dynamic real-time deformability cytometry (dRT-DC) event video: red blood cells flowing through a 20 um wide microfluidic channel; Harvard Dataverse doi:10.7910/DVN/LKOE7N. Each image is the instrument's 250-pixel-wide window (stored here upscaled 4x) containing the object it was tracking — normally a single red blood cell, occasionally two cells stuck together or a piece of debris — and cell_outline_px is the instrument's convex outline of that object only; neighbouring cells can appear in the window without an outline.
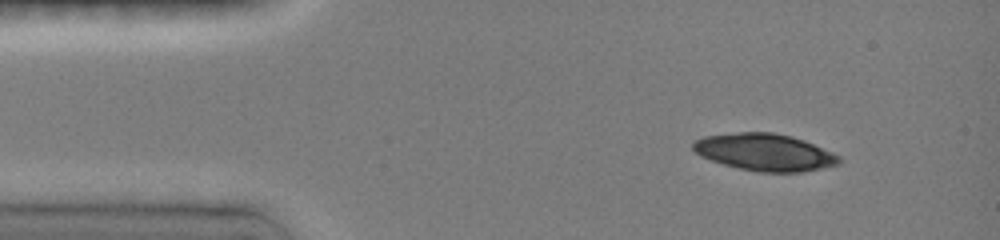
{"species": "common noctule bat (a hibernating species)", "species_latin": "Nyctalus noctula", "temperature_condition": "room temperature", "stored_images_in_passage": 3, "camera_frame_rate_fps": 3000, "um_per_image_px": 0.085, "animal": {"sex": "female", "body_mass_g": 19.0, "forearm_length_mm": 51.5}, "frame": {"image": 1, "passage_image": 1, "time_ms": 0.0, "image_size_px": [1000, 240], "cell_outline_px": [[840, 164], [824, 168], [804, 172], [760, 172], [740, 168], [724, 164], [700, 156], [692, 148], [692, 144], [696, 140], [704, 136], [736, 132], [772, 132], [792, 136], [804, 140], [832, 152], [840, 156]], "centroid_in_image_um": [65.02, 12.94], "position_along_channel_um": 20.0, "area_um2": 31.56}}